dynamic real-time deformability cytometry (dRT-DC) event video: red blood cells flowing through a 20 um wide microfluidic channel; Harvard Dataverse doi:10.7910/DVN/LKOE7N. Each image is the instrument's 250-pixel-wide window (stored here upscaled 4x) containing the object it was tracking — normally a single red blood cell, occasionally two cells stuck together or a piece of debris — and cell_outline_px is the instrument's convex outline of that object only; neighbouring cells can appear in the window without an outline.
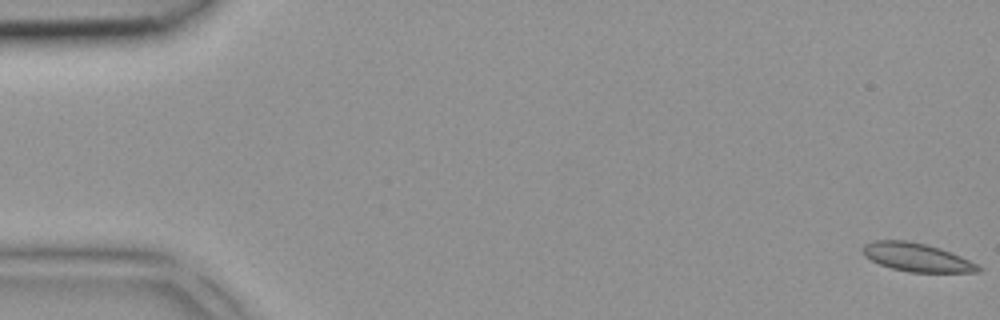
{"species": "common noctule bat (a hibernating species)", "species_latin": "Nyctalus noctula", "temperature_condition": "room temperature", "stored_images_in_passage": 4, "camera_frame_rate_fps": 3000, "um_per_image_px": 0.085, "animal": {"sex": "female", "body_mass_g": 18.4}, "frame": {"image": 1, "passage_image": 1, "time_ms": 0.0, "image_size_px": [1000, 320], "cell_outline_px": [[984, 268], [980, 272], [908, 272], [892, 268], [880, 264], [864, 256], [860, 248], [864, 244], [872, 240], [908, 240], [940, 248], [952, 252]], "centroid_in_image_um": [77.9, 21.86], "position_along_channel_um": 7.1, "area_um2": 19.19}}